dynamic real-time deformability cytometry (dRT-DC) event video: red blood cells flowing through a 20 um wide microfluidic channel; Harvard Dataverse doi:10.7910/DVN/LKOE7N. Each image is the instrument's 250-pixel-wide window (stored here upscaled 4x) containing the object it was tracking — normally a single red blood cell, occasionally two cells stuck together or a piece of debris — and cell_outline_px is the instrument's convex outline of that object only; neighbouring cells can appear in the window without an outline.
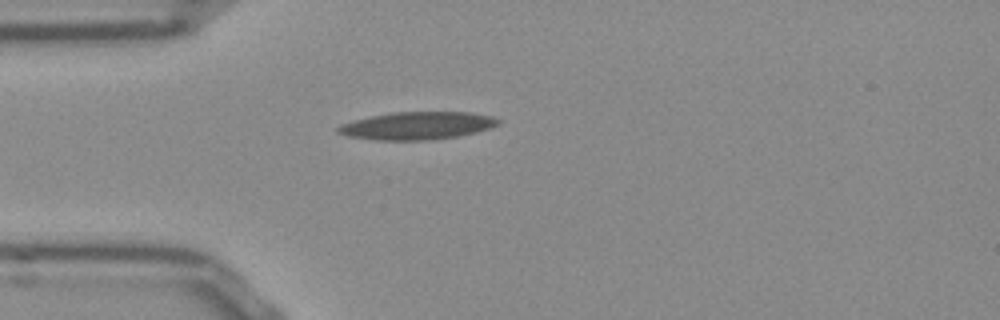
{"species": "Egyptian fruit bat (a non-hibernating species)", "species_latin": "Rousettus aegyptiacus", "temperature_condition": "room temperature", "stored_images_in_passage": 40, "camera_frame_rate_fps": 3000, "um_per_image_px": 0.085, "frame": {"image": 1, "passage_image": 1, "time_ms": 0.0, "image_size_px": [1000, 320], "cell_outline_px": [[500, 124], [476, 132], [456, 136], [432, 140], [376, 140], [348, 136], [336, 132], [336, 128], [340, 124], [352, 120], [392, 112], [468, 112], [492, 116], [500, 120]], "centroid_in_image_um": [35.43, 10.68], "position_along_channel_um": 49.6, "area_um2": 25.84}}
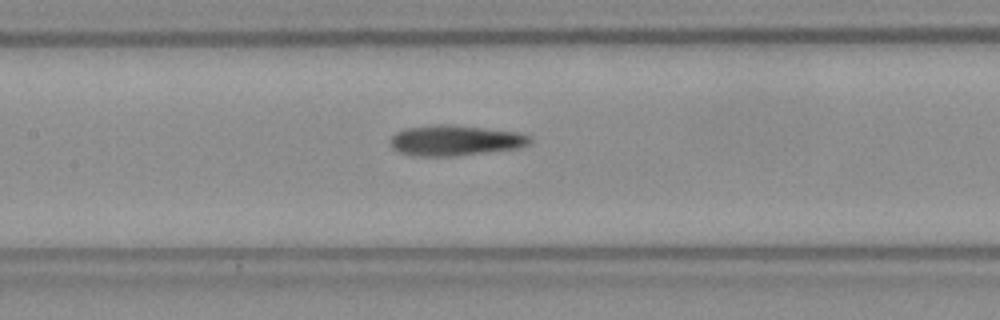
{"frame": {"image": 2, "passage_image": 11, "time_ms": 3.333, "image_size_px": [1000, 320], "cell_outline_px": [[532, 144], [520, 148], [456, 156], [412, 156], [400, 152], [392, 148], [388, 140], [396, 132], [408, 128], [436, 124], [448, 124], [520, 132], [528, 136], [532, 140]], "centroid_in_image_um": [38.7, 11.94], "position_along_channel_um": 168.7, "area_um2": 25.03}}
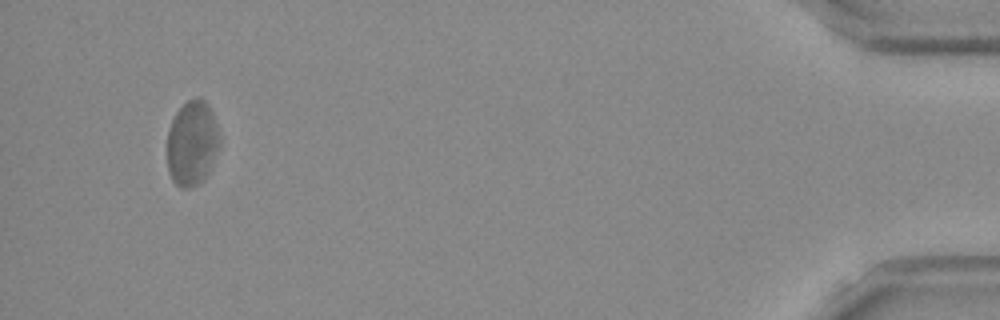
{"frame": {"image": 3, "passage_image": 37, "time_ms": 12.0, "image_size_px": [1000, 320], "cell_outline_px": [[220, 144], [208, 172], [204, 180], [192, 188], [180, 188], [172, 180], [168, 172], [168, 132], [172, 120], [176, 112], [188, 100], [196, 96], [200, 96], [212, 108], [220, 140]], "centroid_in_image_um": [16.34, 12.16], "position_along_channel_um": 418.9, "area_um2": 26.13}}